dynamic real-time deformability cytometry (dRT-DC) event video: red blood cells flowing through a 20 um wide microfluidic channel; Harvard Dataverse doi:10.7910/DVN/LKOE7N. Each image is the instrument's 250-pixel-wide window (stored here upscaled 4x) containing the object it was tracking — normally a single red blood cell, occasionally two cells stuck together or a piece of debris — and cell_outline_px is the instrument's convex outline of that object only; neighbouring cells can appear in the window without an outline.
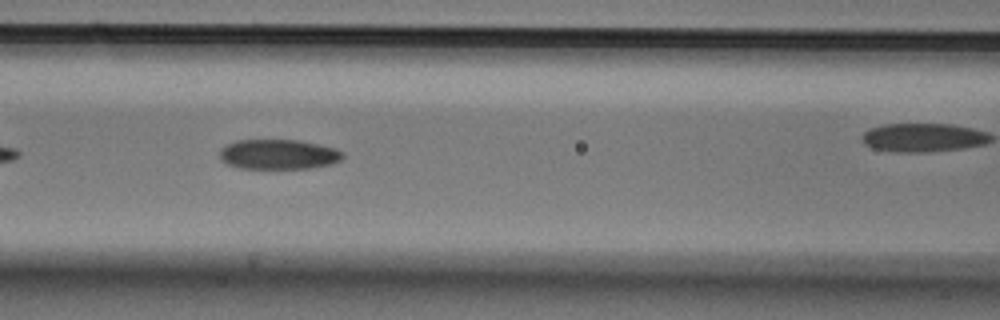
{"species": "Egyptian fruit bat (a non-hibernating species)", "species_latin": "Rousettus aegyptiacus", "temperature_condition": "cold", "stored_images_in_passage": 29, "camera_frame_rate_fps": 3000, "um_per_image_px": 0.085, "animal": {"sex": "male"}, "frame": {"image": 1, "passage_image": 9, "time_ms": 2.667, "image_size_px": [1000, 320], "cell_outline_px": [[344, 156], [340, 160], [332, 164], [308, 168], [240, 168], [228, 164], [220, 156], [220, 148], [236, 140], [300, 140], [320, 144], [336, 148], [344, 152]], "centroid_in_image_um": [23.72, 13.11], "position_along_channel_um": 142.9, "area_um2": 21.44}}